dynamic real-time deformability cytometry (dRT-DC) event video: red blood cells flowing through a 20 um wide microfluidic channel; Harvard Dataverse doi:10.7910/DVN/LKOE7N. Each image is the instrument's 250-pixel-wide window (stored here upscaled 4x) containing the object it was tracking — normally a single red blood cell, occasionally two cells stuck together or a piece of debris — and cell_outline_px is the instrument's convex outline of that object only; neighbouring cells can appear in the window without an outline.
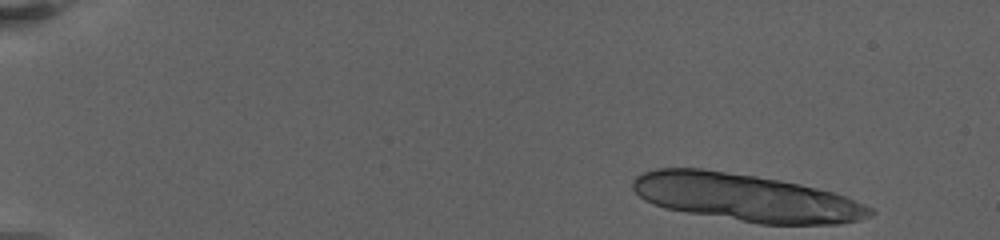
{"species": "human", "species_latin": "Homo sapiens", "temperature_condition": "warm", "stored_images_in_passage": 12, "camera_frame_rate_fps": 3000, "um_per_image_px": 0.085, "donor": {"sex": "female"}, "frame": {"image": 1, "passage_image": 1, "time_ms": 0.0, "image_size_px": [1000, 240], "cell_outline_px": [[876, 212], [872, 216], [860, 220], [840, 224], [760, 224], [664, 208], [652, 204], [644, 200], [632, 188], [632, 180], [636, 176], [644, 172], [656, 168], [700, 168], [756, 176], [780, 180], [800, 184], [832, 192], [844, 196], [864, 204], [872, 208]], "centroid_in_image_um": [63.4, 16.8], "position_along_channel_um": 21.6, "area_um2": 65.55}}